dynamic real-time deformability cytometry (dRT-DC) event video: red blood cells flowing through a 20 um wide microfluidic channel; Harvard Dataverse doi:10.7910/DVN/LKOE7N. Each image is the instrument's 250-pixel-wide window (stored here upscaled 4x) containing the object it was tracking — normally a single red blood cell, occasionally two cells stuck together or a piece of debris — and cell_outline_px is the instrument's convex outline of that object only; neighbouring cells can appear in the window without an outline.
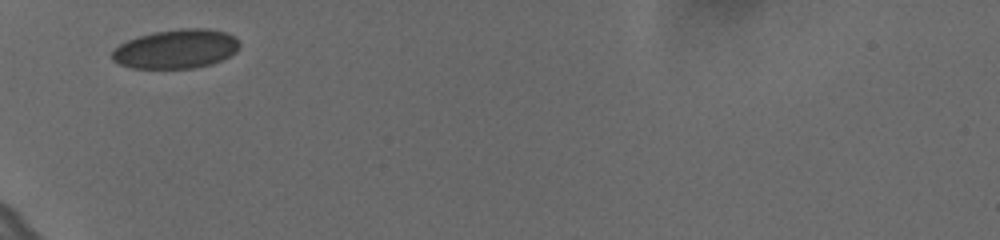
{"species": "human", "species_latin": "Homo sapiens", "temperature_condition": "cold", "stored_images_in_passage": 6, "camera_frame_rate_fps": 3000, "um_per_image_px": 0.085, "donor": {"sex": "female"}, "frame": {"image": 1, "passage_image": 1, "time_ms": 0.0, "image_size_px": [1000, 240], "cell_outline_px": [[240, 48], [236, 52], [212, 64], [196, 68], [132, 68], [120, 64], [112, 60], [112, 48], [128, 40], [152, 32], [180, 28], [208, 28], [228, 32], [240, 40]], "centroid_in_image_um": [15.0, 4.15], "position_along_channel_um": 70.0, "area_um2": 29.36}}
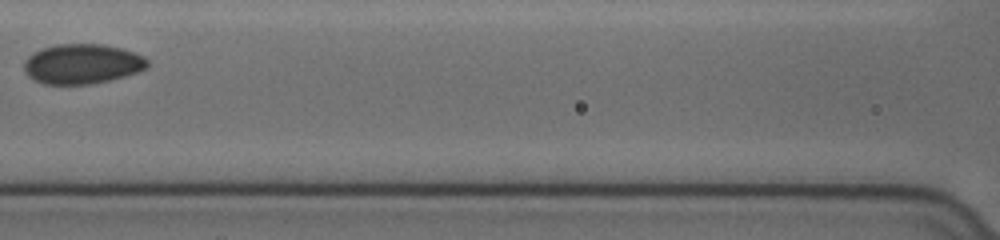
{"frame": {"image": 2, "passage_image": 4, "time_ms": 1.0, "image_size_px": [1000, 240], "cell_outline_px": [[148, 68], [124, 76], [92, 84], [44, 84], [32, 80], [24, 72], [24, 60], [28, 56], [44, 48], [56, 44], [104, 44], [120, 48], [144, 56], [148, 60]], "centroid_in_image_um": [6.97, 5.44], "position_along_channel_um": 159.6, "area_um2": 28.67}}
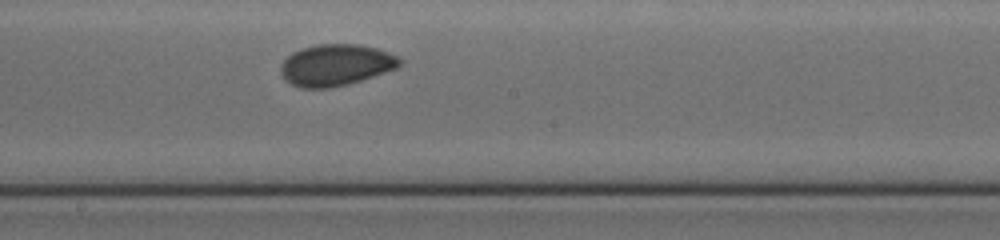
{"frame": {"image": 3, "passage_image": 6, "time_ms": 1.667, "image_size_px": [1000, 240], "cell_outline_px": [[400, 64], [396, 68], [348, 84], [328, 88], [304, 88], [292, 84], [284, 80], [280, 72], [280, 64], [292, 52], [304, 48], [320, 44], [360, 44], [376, 48], [388, 52], [396, 56], [400, 60]], "centroid_in_image_um": [28.5, 5.52], "position_along_channel_um": 219.7, "area_um2": 28.5}}